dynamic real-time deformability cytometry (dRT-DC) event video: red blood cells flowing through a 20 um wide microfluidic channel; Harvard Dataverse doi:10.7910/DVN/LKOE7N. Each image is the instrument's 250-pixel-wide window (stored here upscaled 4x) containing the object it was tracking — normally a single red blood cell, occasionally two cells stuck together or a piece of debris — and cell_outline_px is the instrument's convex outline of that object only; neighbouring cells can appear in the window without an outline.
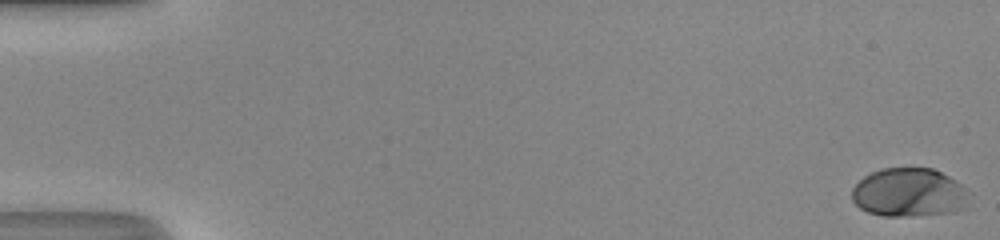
{"species": "human", "species_latin": "Homo sapiens", "temperature_condition": "room temperature", "stored_images_in_passage": 50, "camera_frame_rate_fps": 3000, "um_per_image_px": 0.085, "donor": {"sex": "male"}, "frame": {"image": 1, "passage_image": 1, "time_ms": 0.0, "image_size_px": [1000, 240], "cell_outline_px": [[972, 192], [964, 208], [956, 212], [908, 216], [884, 216], [868, 212], [860, 208], [852, 200], [852, 188], [864, 176], [880, 168], [932, 168], [948, 176]], "centroid_in_image_um": [77.29, 16.37], "position_along_channel_um": 7.7, "area_um2": 33.47}}
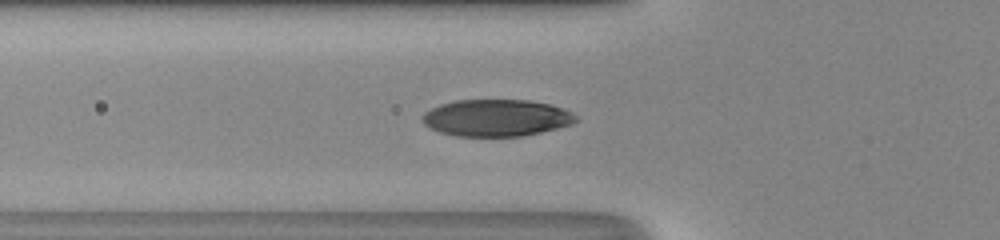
{"frame": {"image": 2, "passage_image": 19, "time_ms": 6.0, "image_size_px": [1000, 240], "cell_outline_px": [[580, 120], [572, 124], [524, 136], [456, 136], [440, 132], [428, 128], [424, 124], [420, 116], [424, 112], [440, 104], [456, 100], [528, 100], [548, 104], [572, 112]], "centroid_in_image_um": [42.16, 10.02], "position_along_channel_um": 83.6, "area_um2": 33.06}}
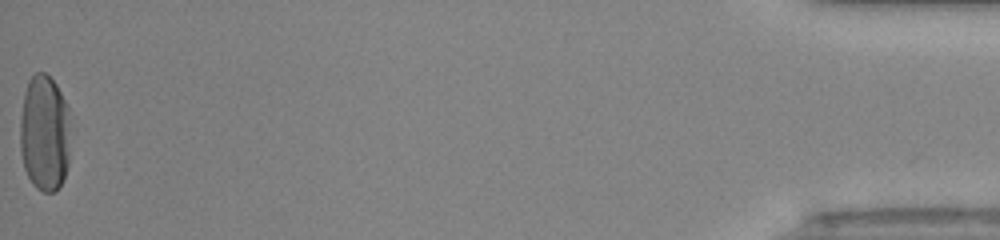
{"frame": {"image": 3, "passage_image": 50, "time_ms": 16.333, "image_size_px": [1000, 240], "cell_outline_px": [[68, 164], [64, 176], [60, 184], [52, 192], [44, 192], [36, 188], [32, 184], [24, 168], [20, 152], [20, 116], [24, 92], [28, 80], [36, 72], [44, 72], [56, 84], [68, 108]], "centroid_in_image_um": [3.75, 11.3], "position_along_channel_um": 431.5, "area_um2": 34.1}, "authors_computed_cell_mechanics": {"area_um2": 33.4951, "velocity_mm_per_s": 4.2965, "shape_relaxation_time_tau1_ms": 2.4599, "shape_relaxation_time_tau2_ms": null, "deformation_change_tau1": 0.1945, "deformation_change_tau2": null}}